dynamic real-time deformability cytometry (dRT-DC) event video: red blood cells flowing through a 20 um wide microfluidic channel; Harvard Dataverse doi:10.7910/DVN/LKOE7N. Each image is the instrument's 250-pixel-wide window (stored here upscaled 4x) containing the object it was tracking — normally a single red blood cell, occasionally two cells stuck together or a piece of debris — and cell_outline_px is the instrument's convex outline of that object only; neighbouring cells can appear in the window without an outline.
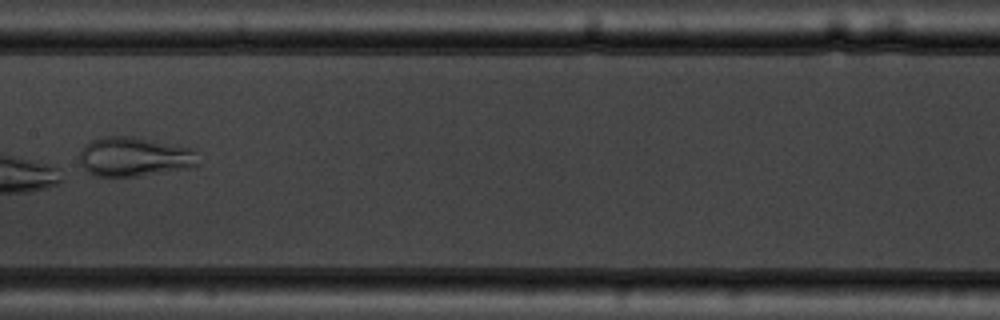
{"species": "common noctule bat (a hibernating species)", "species_latin": "Nyctalus noctula", "temperature_condition": "warm", "stored_images_in_passage": 8, "camera_frame_rate_fps": 3000, "um_per_image_px": 0.085, "animal": {"sex": "male", "body_mass_g": 19.5, "forearm_length_mm": 54.6}, "frame": {"image": 1, "passage_image": 8, "time_ms": 9.0, "image_size_px": [1000, 320], "cell_outline_px": [[200, 164], [188, 168], [140, 176], [96, 176], [88, 172], [80, 164], [80, 152], [92, 140], [104, 136], [132, 136], [192, 148]], "centroid_in_image_um": [11.42, 13.33], "position_along_channel_um": 196.0, "area_um2": 27.05}}